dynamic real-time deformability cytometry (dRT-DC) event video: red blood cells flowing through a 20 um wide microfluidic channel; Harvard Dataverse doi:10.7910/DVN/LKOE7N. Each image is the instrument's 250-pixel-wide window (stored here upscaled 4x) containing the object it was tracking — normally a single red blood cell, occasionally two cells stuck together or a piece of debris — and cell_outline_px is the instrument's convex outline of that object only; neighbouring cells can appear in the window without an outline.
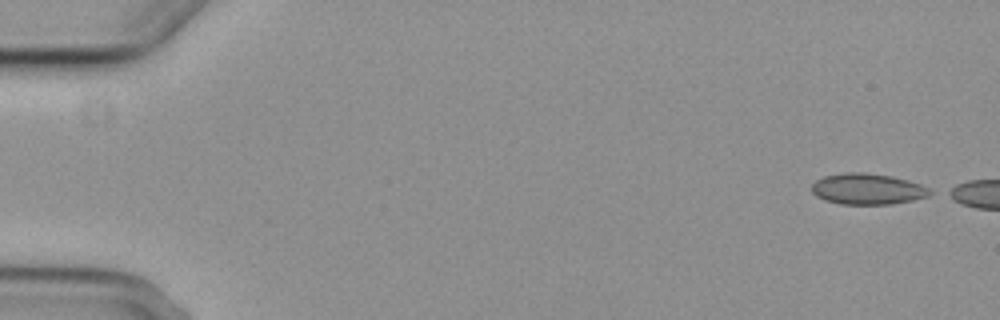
{"species": "common noctule bat (a hibernating species)", "species_latin": "Nyctalus noctula", "temperature_condition": "cold", "stored_images_in_passage": 2, "camera_frame_rate_fps": 3000, "um_per_image_px": 0.085, "animal": {"sex": "female", "body_mass_g": 29.2, "forearm_length_mm": 56.3}, "frame": {"image": 1, "passage_image": 1, "time_ms": 0.0, "image_size_px": [1000, 320], "cell_outline_px": [[936, 192], [928, 196], [912, 200], [892, 204], [840, 204], [824, 200], [816, 196], [812, 192], [812, 184], [816, 180], [824, 176], [848, 172], [864, 172], [892, 176], [908, 180], [920, 184]], "centroid_in_image_um": [73.75, 16.06], "position_along_channel_um": 11.2, "area_um2": 21.44}}